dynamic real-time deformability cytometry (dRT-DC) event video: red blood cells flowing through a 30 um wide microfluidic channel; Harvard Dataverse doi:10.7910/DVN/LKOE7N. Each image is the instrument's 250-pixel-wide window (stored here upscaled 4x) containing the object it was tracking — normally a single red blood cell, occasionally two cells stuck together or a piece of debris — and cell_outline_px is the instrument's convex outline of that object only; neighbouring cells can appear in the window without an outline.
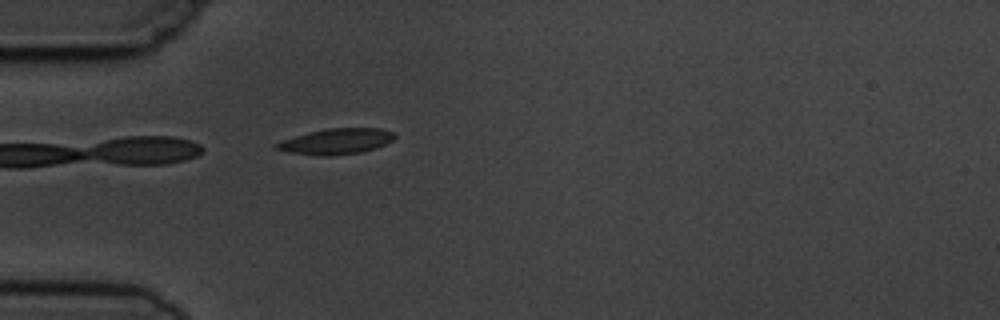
{"species": "common noctule bat (a hibernating species)", "species_latin": "Nyctalus noctula", "temperature_condition": "cold", "stored_images_in_passage": 4, "camera_frame_rate_fps": 3000, "um_per_image_px": 0.085, "animal": {"sex": "male", "body_mass_g": 19.5, "forearm_length_mm": 54.6}, "frame": {"image": 1, "passage_image": 4, "time_ms": 3.333, "image_size_px": [1000, 320], "cell_outline_px": [[396, 136], [392, 140], [376, 148], [360, 152], [332, 156], [320, 156], [292, 152], [272, 148], [272, 144], [308, 132], [328, 128], [380, 128], [396, 132]], "centroid_in_image_um": [28.6, 12.01], "position_along_channel_um": 56.4, "area_um2": 17.69}}